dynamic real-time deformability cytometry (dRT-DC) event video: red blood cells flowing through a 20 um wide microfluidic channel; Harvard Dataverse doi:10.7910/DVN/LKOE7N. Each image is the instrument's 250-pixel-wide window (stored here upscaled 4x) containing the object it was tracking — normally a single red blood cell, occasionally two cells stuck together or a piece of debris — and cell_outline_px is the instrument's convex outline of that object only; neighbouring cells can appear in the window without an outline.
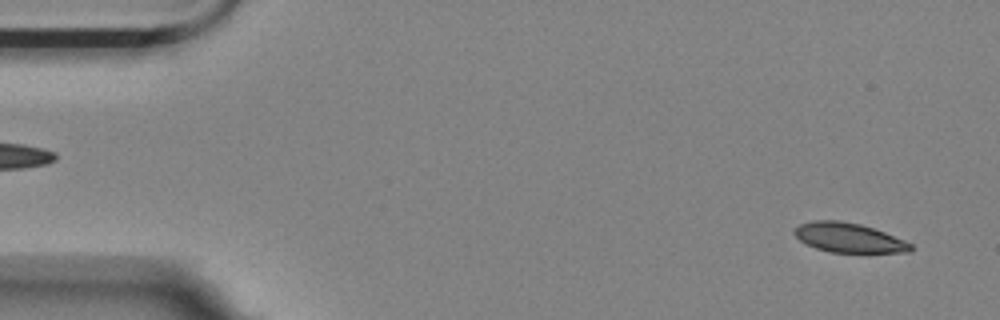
{"species": "Egyptian fruit bat (a non-hibernating species)", "species_latin": "Rousettus aegyptiacus", "temperature_condition": "room temperature", "stored_images_in_passage": 56, "camera_frame_rate_fps": 3000, "um_per_image_px": 0.085, "animal": {"sex": "female"}, "frame": {"image": 1, "passage_image": 3, "time_ms": 0.667, "image_size_px": [1000, 320], "cell_outline_px": [[912, 252], [832, 252], [816, 248], [800, 240], [792, 232], [800, 224], [812, 220], [840, 220], [860, 224], [884, 232], [904, 240], [912, 244]], "centroid_in_image_um": [72.14, 20.19], "position_along_channel_um": 12.9, "area_um2": 19.77}}
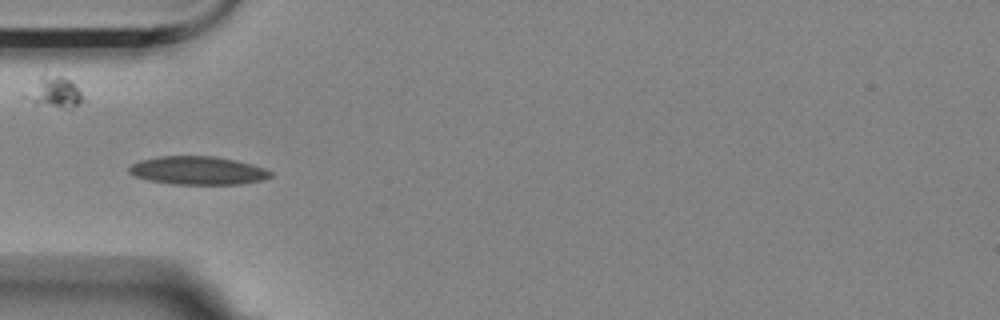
{"frame": {"image": 2, "passage_image": 17, "time_ms": 5.333, "image_size_px": [1000, 320], "cell_outline_px": [[272, 176], [264, 180], [240, 184], [172, 184], [148, 180], [136, 176], [128, 172], [128, 168], [132, 164], [140, 160], [156, 156], [216, 156], [236, 160], [264, 168], [272, 172]], "centroid_in_image_um": [16.81, 14.49], "position_along_channel_um": 68.2, "area_um2": 23.41}}
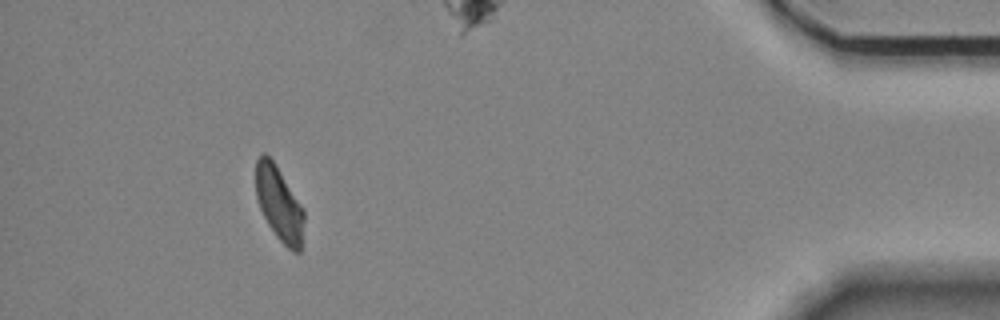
{"frame": {"image": 3, "passage_image": 51, "time_ms": 16.667, "image_size_px": [1000, 320], "cell_outline_px": [[304, 220], [300, 252], [292, 252], [276, 236], [268, 224], [260, 208], [256, 196], [256, 160], [264, 152], [276, 164], [304, 208]], "centroid_in_image_um": [23.74, 17.31], "position_along_channel_um": 411.5, "area_um2": 20.87}, "authors_computed_cell_mechanics": {"area_um2": 21.964, "velocity_mm_per_s": 3.5463, "shape_relaxation_time_tau1_ms": 3.9401, "shape_relaxation_time_tau2_ms": 6.2545, "deformation_change_tau1": 0.118, "deformation_change_tau2": 0.0929}}